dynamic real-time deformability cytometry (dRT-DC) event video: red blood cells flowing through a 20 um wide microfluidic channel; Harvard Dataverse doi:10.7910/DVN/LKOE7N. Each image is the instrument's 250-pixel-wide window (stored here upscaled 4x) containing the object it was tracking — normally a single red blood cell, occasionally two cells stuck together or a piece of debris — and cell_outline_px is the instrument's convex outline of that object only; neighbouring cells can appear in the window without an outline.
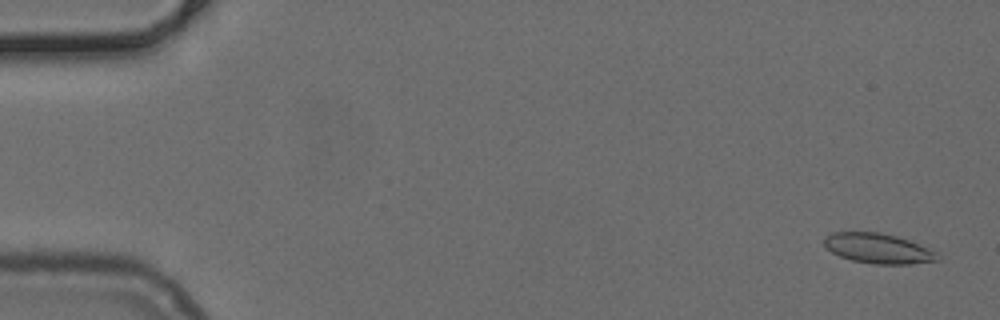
{"species": "common noctule bat (a hibernating species)", "species_latin": "Nyctalus noctula", "temperature_condition": "cold", "stored_images_in_passage": 51, "camera_frame_rate_fps": 3000, "um_per_image_px": 0.085, "animal": {"sex": "female", "body_mass_g": 24.6, "forearm_length_mm": 56.2}, "frame": {"image": 1, "passage_image": 2, "time_ms": 0.333, "image_size_px": [1000, 320], "cell_outline_px": [[940, 260], [912, 264], [876, 264], [852, 260], [840, 256], [832, 252], [824, 244], [824, 236], [832, 232], [880, 232], [896, 236], [908, 240], [936, 252], [940, 256]], "centroid_in_image_um": [74.64, 21.11], "position_along_channel_um": 10.4, "area_um2": 19.71}}
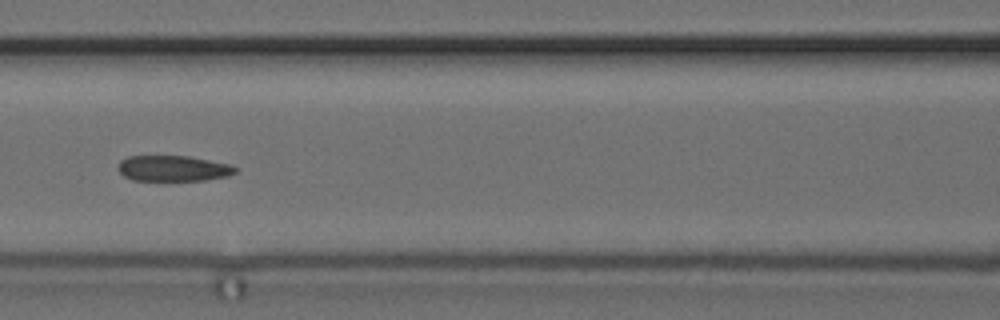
{"frame": {"image": 2, "passage_image": 23, "time_ms": 7.333, "image_size_px": [1000, 320], "cell_outline_px": [[236, 172], [228, 176], [204, 180], [132, 180], [124, 176], [116, 168], [120, 160], [128, 156], [188, 156], [228, 164], [236, 168]], "centroid_in_image_um": [14.67, 14.31], "position_along_channel_um": 151.9, "area_um2": 17.46}}
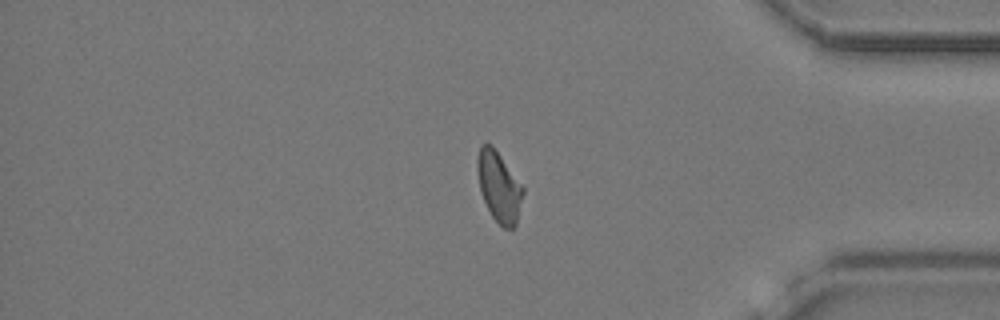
{"frame": {"image": 3, "passage_image": 43, "time_ms": 14.0, "image_size_px": [1000, 320], "cell_outline_px": [[524, 192], [516, 224], [512, 228], [504, 228], [492, 216], [480, 192], [476, 168], [476, 160], [480, 144], [492, 144], [524, 188]], "centroid_in_image_um": [42.39, 15.84], "position_along_channel_um": 392.8, "area_um2": 18.61}}